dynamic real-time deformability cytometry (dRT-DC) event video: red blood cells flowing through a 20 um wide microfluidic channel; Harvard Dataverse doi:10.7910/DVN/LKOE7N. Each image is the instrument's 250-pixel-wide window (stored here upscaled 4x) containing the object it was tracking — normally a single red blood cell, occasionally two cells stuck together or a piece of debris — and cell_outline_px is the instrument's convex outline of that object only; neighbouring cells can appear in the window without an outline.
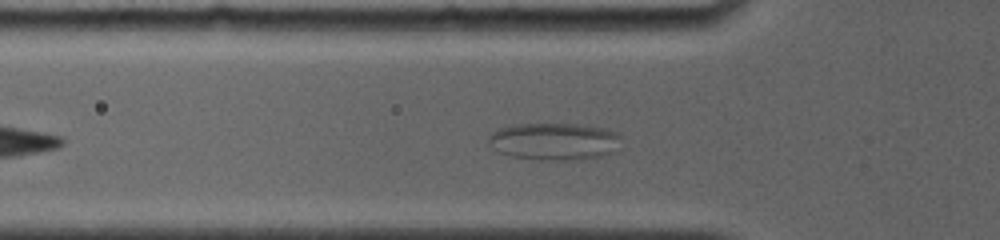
{"species": "common noctule bat (a hibernating species)", "species_latin": "Nyctalus noctula", "temperature_condition": "room temperature", "stored_images_in_passage": 23, "camera_frame_rate_fps": 4000, "um_per_image_px": 0.085, "animal": {"sex": "female", "body_mass_g": 19.0, "forearm_length_mm": 56.7}, "frame": {"image": 1, "passage_image": 7, "time_ms": 2.75, "image_size_px": [1000, 240], "cell_outline_px": [[620, 136], [616, 152], [600, 156], [580, 160], [544, 160], [512, 156], [496, 152], [488, 144], [488, 136], [492, 132], [500, 128], [512, 124], [576, 124], [608, 128], [616, 132]], "centroid_in_image_um": [47.1, 12.02], "position_along_channel_um": 78.7, "area_um2": 29.13}}
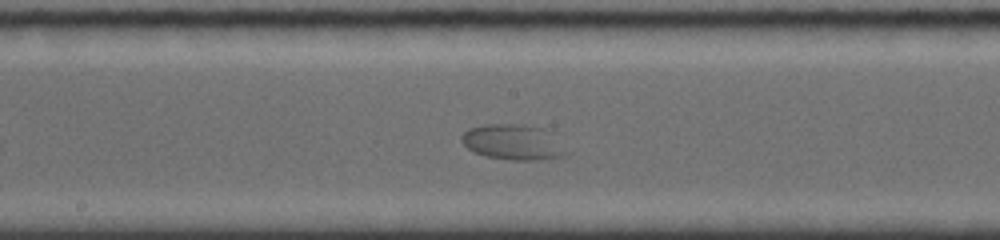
{"frame": {"image": 2, "passage_image": 15, "time_ms": 6.25, "image_size_px": [1000, 240], "cell_outline_px": [[568, 152], [564, 156], [540, 160], [512, 160], [484, 156], [472, 152], [460, 140], [460, 136], [468, 128], [484, 124], [524, 124], [548, 128]], "centroid_in_image_um": [43.61, 12.07], "position_along_channel_um": 204.6, "area_um2": 22.08}}
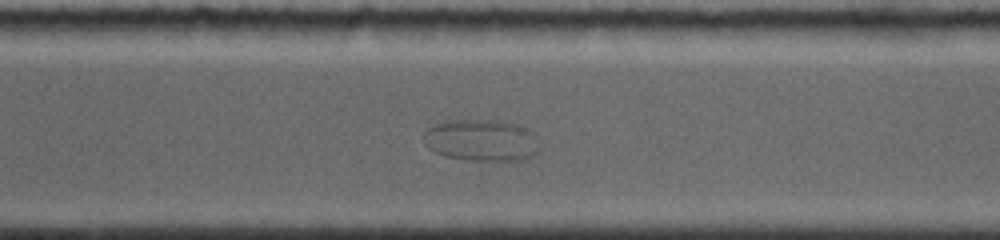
{"frame": {"image": 3, "passage_image": 23, "time_ms": 9.75, "image_size_px": [1000, 240], "cell_outline_px": [[536, 156], [524, 160], [472, 160], [444, 156], [428, 148], [424, 144], [424, 132], [428, 128], [436, 124], [456, 120], [500, 120], [516, 124], [524, 128], [528, 132], [536, 152]], "centroid_in_image_um": [40.82, 11.93], "position_along_channel_um": 329.8, "area_um2": 27.4}}